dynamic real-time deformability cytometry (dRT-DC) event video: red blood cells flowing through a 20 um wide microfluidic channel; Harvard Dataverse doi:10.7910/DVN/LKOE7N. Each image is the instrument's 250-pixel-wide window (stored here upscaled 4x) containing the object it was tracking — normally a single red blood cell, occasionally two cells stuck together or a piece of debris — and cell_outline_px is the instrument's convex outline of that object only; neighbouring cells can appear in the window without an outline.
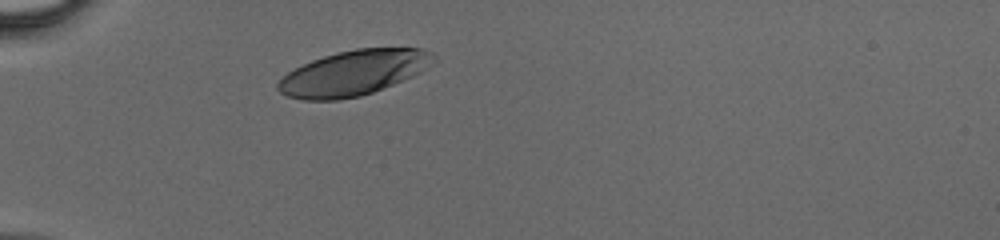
{"species": "human", "species_latin": "Homo sapiens", "temperature_condition": "cold", "stored_images_in_passage": 27, "camera_frame_rate_fps": 3000, "um_per_image_px": 0.085, "donor": {"sex": "male"}, "frame": {"image": 1, "passage_image": 1, "time_ms": 0.0, "image_size_px": [1000, 240], "cell_outline_px": [[440, 60], [428, 68], [412, 76], [372, 92], [360, 96], [336, 100], [304, 100], [288, 96], [280, 92], [276, 88], [276, 84], [288, 72], [312, 60], [336, 52], [356, 48], [420, 48], [432, 52]], "centroid_in_image_um": [30.09, 6.18], "position_along_channel_um": 54.9, "area_um2": 40.86}}
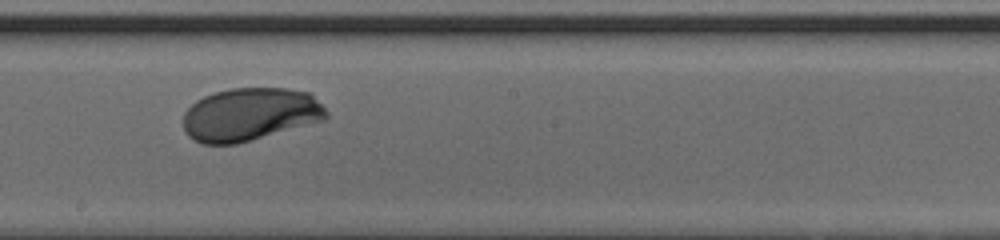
{"frame": {"image": 2, "passage_image": 14, "time_ms": 4.333, "image_size_px": [1000, 240], "cell_outline_px": [[328, 116], [324, 120], [236, 144], [204, 144], [188, 136], [184, 128], [184, 112], [196, 100], [204, 96], [216, 92], [232, 88], [288, 88], [308, 92], [328, 112]], "centroid_in_image_um": [21.24, 9.72], "position_along_channel_um": 227.0, "area_um2": 43.87}}
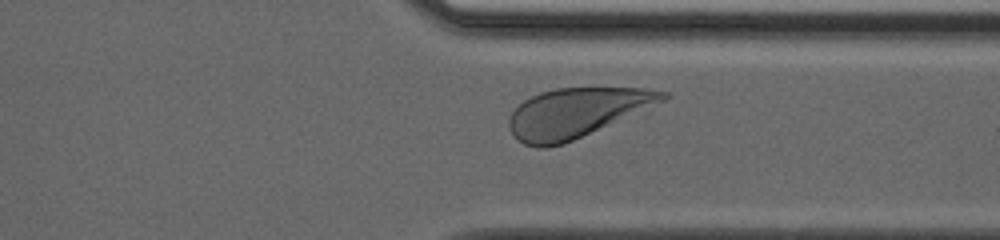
{"frame": {"image": 3, "passage_image": 23, "time_ms": 7.333, "image_size_px": [1000, 240], "cell_outline_px": [[672, 96], [644, 116], [564, 144], [548, 148], [536, 148], [524, 144], [512, 132], [508, 124], [508, 120], [512, 112], [524, 100], [540, 92], [556, 88], [644, 88], [668, 92]], "centroid_in_image_um": [49.22, 9.61], "position_along_channel_um": 362.2, "area_um2": 46.3}}